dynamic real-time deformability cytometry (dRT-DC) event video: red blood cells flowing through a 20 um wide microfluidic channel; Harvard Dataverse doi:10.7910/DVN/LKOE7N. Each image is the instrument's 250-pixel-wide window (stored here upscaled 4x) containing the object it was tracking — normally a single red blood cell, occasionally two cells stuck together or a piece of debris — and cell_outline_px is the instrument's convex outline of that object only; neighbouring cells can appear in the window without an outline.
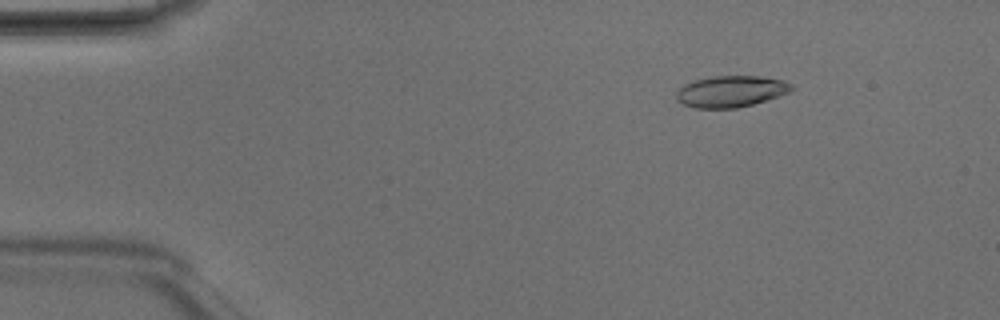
{"species": "Egyptian fruit bat (a non-hibernating species)", "species_latin": "Rousettus aegyptiacus", "temperature_condition": "room temperature", "stored_images_in_passage": 3, "camera_frame_rate_fps": 3000, "um_per_image_px": 0.085, "animal": {"sex": "male"}, "frame": {"image": 1, "passage_image": 1, "time_ms": 0.0, "image_size_px": [1000, 320], "cell_outline_px": [[796, 88], [788, 92], [752, 104], [736, 108], [696, 108], [684, 104], [676, 100], [676, 92], [684, 84], [696, 80], [712, 76], [760, 76], [780, 80], [792, 84]], "centroid_in_image_um": [62.1, 7.76], "position_along_channel_um": 22.9, "area_um2": 20.81}}